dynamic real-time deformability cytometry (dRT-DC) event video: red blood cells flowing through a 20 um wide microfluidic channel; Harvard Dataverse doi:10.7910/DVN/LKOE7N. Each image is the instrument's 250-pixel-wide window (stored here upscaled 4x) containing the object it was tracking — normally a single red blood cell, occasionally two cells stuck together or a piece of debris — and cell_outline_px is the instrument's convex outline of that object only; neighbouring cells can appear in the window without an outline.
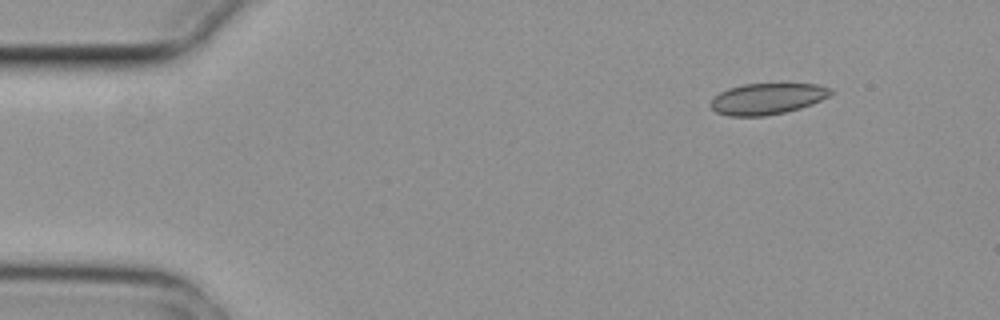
{"species": "common noctule bat (a hibernating species)", "species_latin": "Nyctalus noctula", "temperature_condition": "cold", "stored_images_in_passage": 4, "camera_frame_rate_fps": 3000, "um_per_image_px": 0.085, "animal": {"sex": "female", "body_mass_g": 29.2, "forearm_length_mm": 56.3}, "frame": {"image": 1, "passage_image": 1, "time_ms": 0.0, "image_size_px": [1000, 320], "cell_outline_px": [[832, 92], [828, 96], [812, 104], [800, 108], [784, 112], [764, 116], [728, 116], [716, 112], [712, 108], [712, 100], [720, 92], [728, 88], [744, 84], [820, 84], [832, 88]], "centroid_in_image_um": [65.23, 8.39], "position_along_channel_um": 19.8, "area_um2": 21.62}}